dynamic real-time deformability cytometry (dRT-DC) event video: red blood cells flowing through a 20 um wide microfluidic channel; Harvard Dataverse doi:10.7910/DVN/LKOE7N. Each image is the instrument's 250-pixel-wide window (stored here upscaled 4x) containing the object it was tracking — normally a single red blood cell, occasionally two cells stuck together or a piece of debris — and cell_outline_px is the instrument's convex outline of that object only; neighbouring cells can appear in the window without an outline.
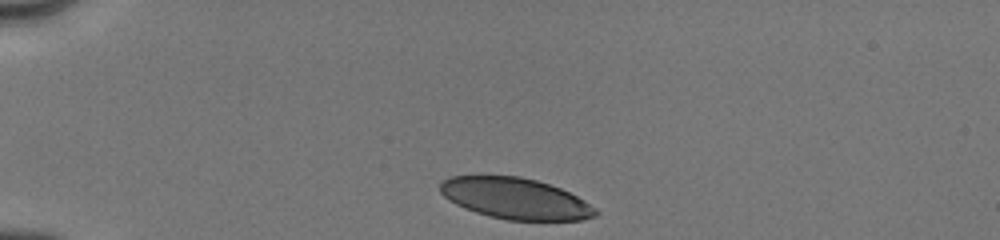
{"species": "human", "species_latin": "Homo sapiens", "temperature_condition": "cold", "stored_images_in_passage": 5, "camera_frame_rate_fps": 3000, "um_per_image_px": 0.085, "donor": {"sex": "male"}, "frame": {"image": 1, "passage_image": 1, "time_ms": 0.0, "image_size_px": [1000, 240], "cell_outline_px": [[600, 212], [596, 216], [580, 220], [508, 220], [488, 216], [464, 208], [456, 204], [444, 196], [440, 192], [440, 184], [444, 180], [452, 176], [520, 176], [536, 180], [560, 188], [584, 200], [596, 208]], "centroid_in_image_um": [43.82, 16.88], "position_along_channel_um": 41.2, "area_um2": 37.05}}
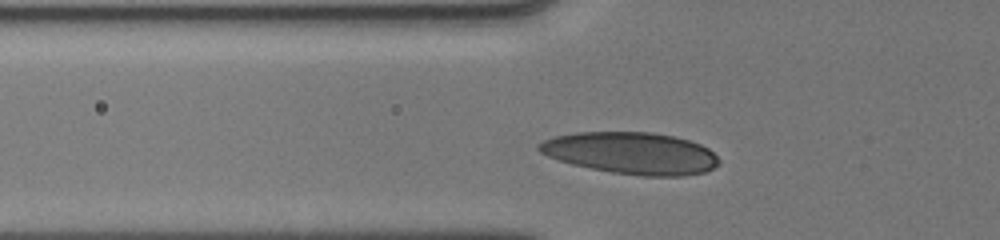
{"frame": {"image": 2, "passage_image": 4, "time_ms": 2.0, "image_size_px": [1000, 240], "cell_outline_px": [[720, 164], [704, 172], [684, 176], [640, 176], [612, 172], [572, 164], [548, 156], [540, 152], [536, 148], [544, 140], [556, 136], [576, 132], [652, 132], [676, 136], [700, 144], [708, 148], [720, 160]], "centroid_in_image_um": [53.68, 13.01], "position_along_channel_um": 72.1, "area_um2": 43.81}}